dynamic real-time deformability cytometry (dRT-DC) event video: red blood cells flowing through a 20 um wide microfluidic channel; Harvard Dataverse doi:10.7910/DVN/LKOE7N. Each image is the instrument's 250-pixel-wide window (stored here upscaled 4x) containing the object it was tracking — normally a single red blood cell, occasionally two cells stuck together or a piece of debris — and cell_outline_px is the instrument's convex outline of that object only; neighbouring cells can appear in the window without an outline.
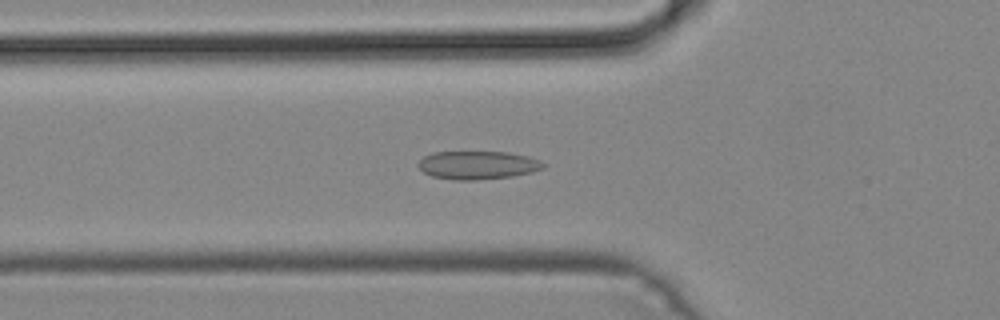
{"species": "common noctule bat (a hibernating species)", "species_latin": "Nyctalus noctula", "temperature_condition": "cold", "stored_images_in_passage": 47, "camera_frame_rate_fps": 3000, "um_per_image_px": 0.085, "animal": {"sex": "male", "body_mass_g": 19.2, "forearm_length_mm": 51.8}, "frame": {"image": 1, "passage_image": 16, "time_ms": 5.0, "image_size_px": [1000, 320], "cell_outline_px": [[548, 164], [544, 168], [532, 172], [512, 176], [472, 180], [456, 180], [432, 176], [424, 172], [416, 164], [424, 156], [432, 152], [508, 152], [528, 156], [540, 160]], "centroid_in_image_um": [40.63, 14.03], "position_along_channel_um": 85.2, "area_um2": 20.63}}
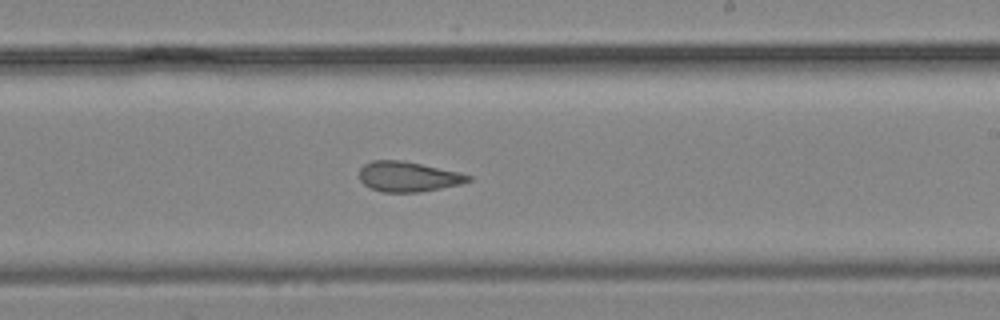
{"frame": {"image": 2, "passage_image": 28, "time_ms": 9.0, "image_size_px": [1000, 320], "cell_outline_px": [[472, 180], [460, 184], [420, 192], [384, 192], [372, 188], [364, 184], [360, 180], [360, 168], [364, 164], [372, 160], [400, 160], [460, 172], [472, 176]], "centroid_in_image_um": [34.7, 15.01], "position_along_channel_um": 254.3, "area_um2": 18.96}}
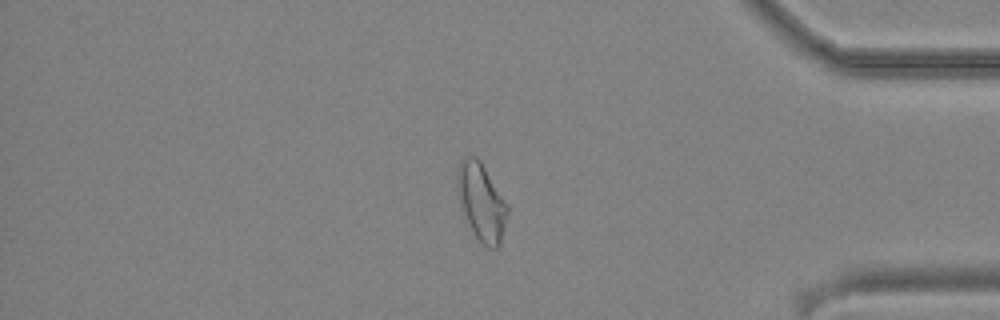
{"frame": {"image": 3, "passage_image": 40, "time_ms": 13.0, "image_size_px": [1000, 320], "cell_outline_px": [[508, 212], [500, 244], [496, 248], [488, 248], [472, 232], [460, 208], [456, 188], [456, 176], [460, 160], [468, 156], [476, 156], [480, 160], [508, 204]], "centroid_in_image_um": [40.89, 17.15], "position_along_channel_um": 394.3, "area_um2": 22.77}}